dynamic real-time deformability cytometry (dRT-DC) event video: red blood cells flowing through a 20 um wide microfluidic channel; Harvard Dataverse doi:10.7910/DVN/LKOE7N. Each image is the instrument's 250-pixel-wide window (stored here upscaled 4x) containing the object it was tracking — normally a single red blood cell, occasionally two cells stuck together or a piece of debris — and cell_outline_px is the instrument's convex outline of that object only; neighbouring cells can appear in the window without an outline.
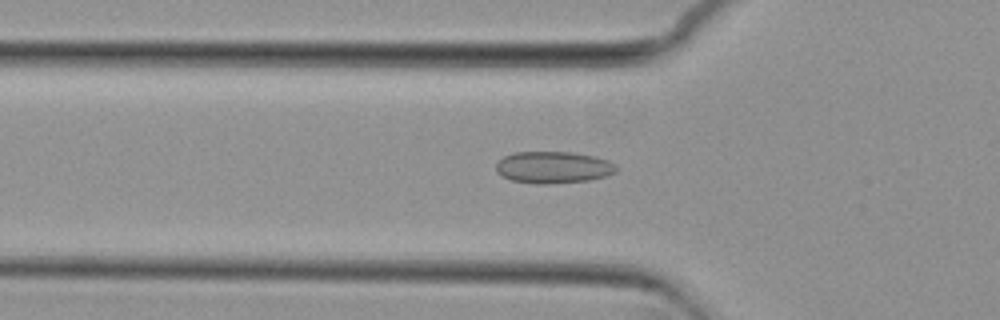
{"species": "common noctule bat (a hibernating species)", "species_latin": "Nyctalus noctula", "temperature_condition": "cold", "stored_images_in_passage": 53, "camera_frame_rate_fps": 3000, "um_per_image_px": 0.085, "animal": {"sex": "female", "body_mass_g": 29.2, "forearm_length_mm": 56.3}, "frame": {"image": 1, "passage_image": 18, "time_ms": 5.667, "image_size_px": [1000, 320], "cell_outline_px": [[616, 172], [608, 176], [588, 180], [548, 184], [536, 184], [512, 180], [496, 172], [496, 164], [504, 156], [516, 152], [572, 152], [596, 156], [608, 160], [616, 164]], "centroid_in_image_um": [47.06, 14.22], "position_along_channel_um": 78.7, "area_um2": 22.37}}
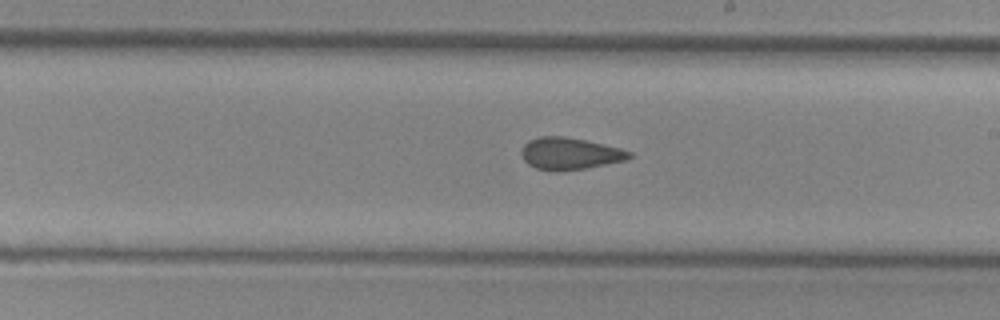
{"frame": {"image": 2, "passage_image": 31, "time_ms": 10.0, "image_size_px": [1000, 320], "cell_outline_px": [[632, 156], [628, 160], [584, 168], [556, 172], [536, 168], [528, 164], [524, 160], [520, 152], [524, 144], [528, 140], [540, 136], [564, 136], [584, 140], [620, 148], [632, 152]], "centroid_in_image_um": [48.41, 13.06], "position_along_channel_um": 240.6, "area_um2": 20.11}}
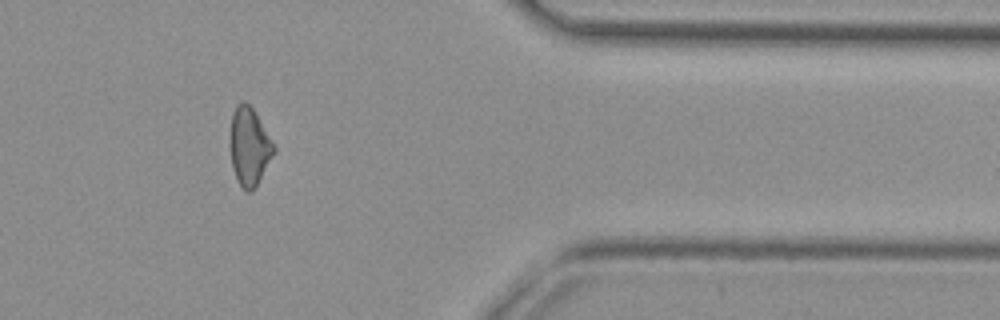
{"frame": {"image": 3, "passage_image": 45, "time_ms": 14.667, "image_size_px": [1000, 320], "cell_outline_px": [[276, 152], [252, 192], [248, 192], [240, 184], [232, 168], [228, 144], [232, 112], [236, 104], [240, 100], [244, 100], [252, 108], [276, 148]], "centroid_in_image_um": [21.15, 12.43], "position_along_channel_um": 390.2, "area_um2": 20.06}}